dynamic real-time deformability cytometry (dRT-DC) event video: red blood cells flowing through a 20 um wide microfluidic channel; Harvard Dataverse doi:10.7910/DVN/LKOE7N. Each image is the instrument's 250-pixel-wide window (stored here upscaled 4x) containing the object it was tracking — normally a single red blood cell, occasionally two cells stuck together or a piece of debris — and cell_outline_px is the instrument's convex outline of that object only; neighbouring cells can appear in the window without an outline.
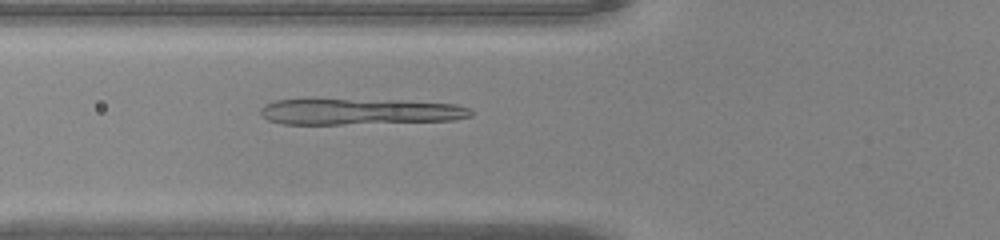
{"species": "common noctule bat (a hibernating species)", "species_latin": "Nyctalus noctula", "temperature_condition": "warm", "stored_images_in_passage": 50, "camera_frame_rate_fps": 3000, "um_per_image_px": 0.085, "animal": {"sex": "male", "body_mass_g": 20.0, "forearm_length_mm": 53.3}, "frame": {"image": 1, "passage_image": 20, "time_ms": 6.333, "image_size_px": [1000, 240], "cell_outline_px": [[472, 116], [456, 120], [344, 124], [284, 124], [268, 120], [260, 112], [260, 108], [264, 104], [276, 100], [308, 96], [400, 100], [456, 104], [468, 108], [472, 112]], "centroid_in_image_um": [30.46, 9.43], "position_along_channel_um": 95.3, "area_um2": 33.58}}
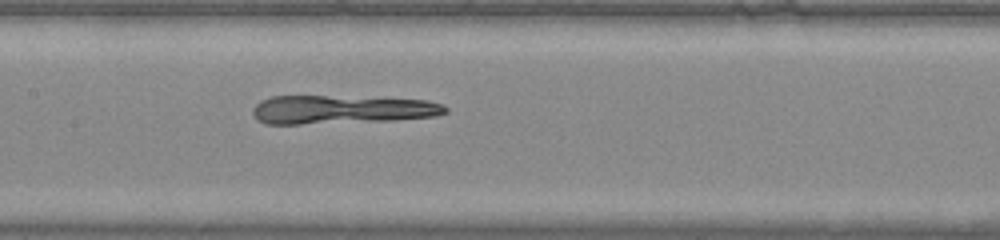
{"frame": {"image": 2, "passage_image": 26, "time_ms": 8.333, "image_size_px": [1000, 240], "cell_outline_px": [[448, 112], [436, 116], [396, 120], [300, 124], [264, 124], [256, 120], [252, 112], [252, 108], [260, 100], [272, 96], [324, 96], [428, 100], [444, 104], [448, 108]], "centroid_in_image_um": [29.01, 9.32], "position_along_channel_um": 178.4, "area_um2": 32.19}}
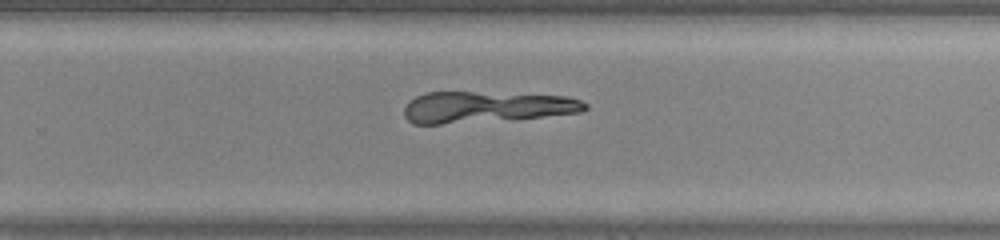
{"frame": {"image": 3, "passage_image": 34, "time_ms": 11.0, "image_size_px": [1000, 240], "cell_outline_px": [[588, 108], [580, 112], [540, 116], [440, 124], [412, 124], [404, 116], [404, 108], [408, 100], [424, 92], [472, 92], [568, 96], [580, 100], [588, 104]], "centroid_in_image_um": [41.25, 9.08], "position_along_channel_um": 288.6, "area_um2": 32.43}}